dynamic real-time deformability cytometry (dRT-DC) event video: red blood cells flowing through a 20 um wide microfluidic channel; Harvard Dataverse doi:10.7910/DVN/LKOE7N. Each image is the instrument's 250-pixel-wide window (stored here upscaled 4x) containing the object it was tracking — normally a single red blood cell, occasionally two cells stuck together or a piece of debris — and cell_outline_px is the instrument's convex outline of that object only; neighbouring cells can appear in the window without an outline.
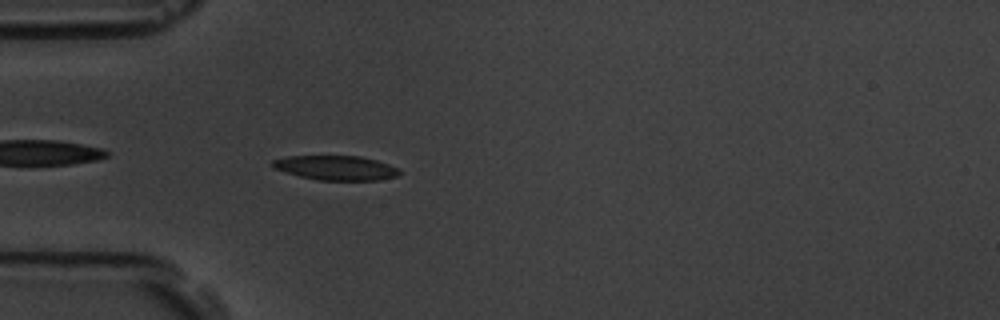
{"species": "common noctule bat (a hibernating species)", "species_latin": "Nyctalus noctula", "temperature_condition": "room temperature", "stored_images_in_passage": 1, "camera_frame_rate_fps": 3000, "um_per_image_px": 0.085, "animal": {"sex": "male", "body_mass_g": 19.5, "forearm_length_mm": 54.6}, "frame": {"image": 1, "passage_image": 1, "time_ms": 0.0, "image_size_px": [1000, 320], "cell_outline_px": [[400, 176], [376, 180], [320, 180], [300, 176], [272, 168], [272, 160], [288, 156], [360, 156], [376, 160], [400, 168]], "centroid_in_image_um": [28.58, 14.26], "position_along_channel_um": 56.4, "area_um2": 18.09}}